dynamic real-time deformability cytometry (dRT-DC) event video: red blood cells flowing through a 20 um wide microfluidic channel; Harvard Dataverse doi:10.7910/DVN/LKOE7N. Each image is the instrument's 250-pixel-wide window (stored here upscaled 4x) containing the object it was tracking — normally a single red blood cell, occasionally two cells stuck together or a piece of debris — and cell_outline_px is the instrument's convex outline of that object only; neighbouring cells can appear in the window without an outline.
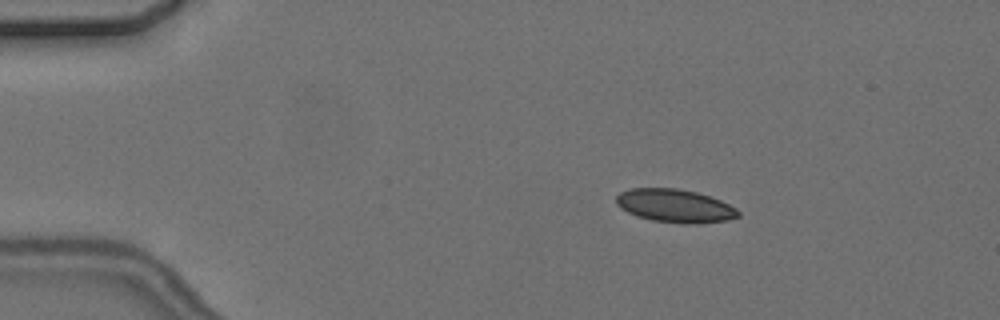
{"species": "common noctule bat (a hibernating species)", "species_latin": "Nyctalus noctula", "temperature_condition": "cold", "stored_images_in_passage": 4, "camera_frame_rate_fps": 3000, "um_per_image_px": 0.085, "animal": {"sex": "female", "body_mass_g": 24.6, "forearm_length_mm": 56.2}, "frame": {"image": 1, "passage_image": 3, "time_ms": 2.333, "image_size_px": [1000, 320], "cell_outline_px": [[740, 216], [728, 220], [696, 224], [684, 224], [652, 220], [636, 216], [620, 208], [616, 204], [616, 196], [620, 192], [632, 188], [676, 188], [696, 192], [720, 200], [736, 208], [740, 212]], "centroid_in_image_um": [57.36, 17.5], "position_along_channel_um": 27.6, "area_um2": 23.7}}